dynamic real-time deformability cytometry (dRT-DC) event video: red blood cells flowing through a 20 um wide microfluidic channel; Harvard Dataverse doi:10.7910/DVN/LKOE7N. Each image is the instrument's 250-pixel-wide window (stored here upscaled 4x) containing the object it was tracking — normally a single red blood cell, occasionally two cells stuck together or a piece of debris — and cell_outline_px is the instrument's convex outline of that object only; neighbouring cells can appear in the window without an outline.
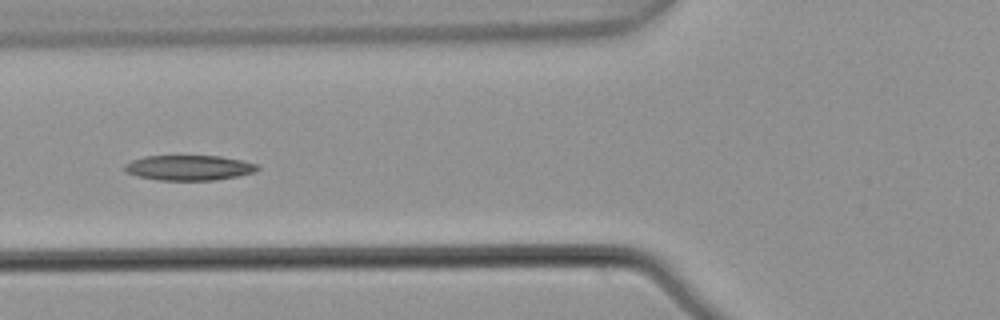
{"species": "common noctule bat (a hibernating species)", "species_latin": "Nyctalus noctula", "temperature_condition": "warm", "stored_images_in_passage": 7, "camera_frame_rate_fps": 3000, "um_per_image_px": 0.085, "animal": {"sex": "male", "body_mass_g": 21.5, "forearm_length_mm": 52.0}, "frame": {"image": 1, "passage_image": 6, "time_ms": 1.667, "image_size_px": [1000, 320], "cell_outline_px": [[260, 168], [256, 172], [216, 180], [156, 180], [136, 176], [128, 172], [124, 168], [124, 164], [132, 160], [144, 156], [220, 156], [240, 160], [256, 164]], "centroid_in_image_um": [16.05, 14.26], "position_along_channel_um": 109.8, "area_um2": 19.42}}
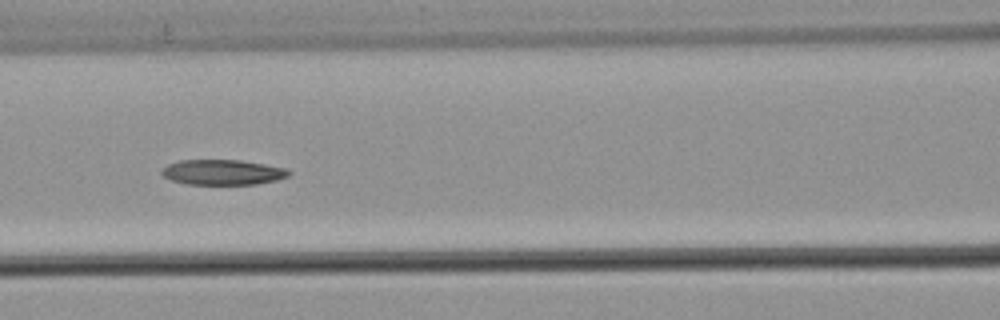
{"frame": {"image": 2, "passage_image": 7, "time_ms": 2.0, "image_size_px": [1000, 320], "cell_outline_px": [[292, 172], [288, 176], [276, 180], [256, 184], [188, 184], [172, 180], [164, 176], [160, 172], [160, 168], [168, 164], [180, 160], [240, 160], [288, 168]], "centroid_in_image_um": [18.93, 14.63], "position_along_channel_um": 147.7, "area_um2": 18.73}}